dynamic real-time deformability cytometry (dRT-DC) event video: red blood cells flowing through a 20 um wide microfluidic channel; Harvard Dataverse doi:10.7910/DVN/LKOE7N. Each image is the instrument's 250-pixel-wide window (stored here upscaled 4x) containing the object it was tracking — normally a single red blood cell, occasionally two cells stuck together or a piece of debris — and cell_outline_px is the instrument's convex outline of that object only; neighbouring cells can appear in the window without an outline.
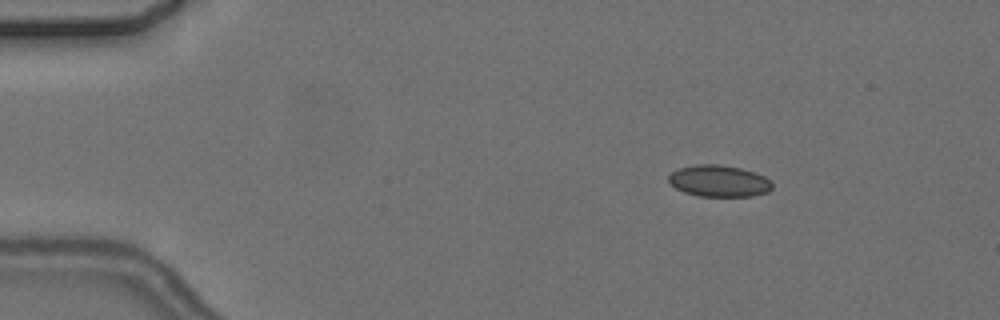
{"species": "common noctule bat (a hibernating species)", "species_latin": "Nyctalus noctula", "temperature_condition": "cold", "stored_images_in_passage": 6, "camera_frame_rate_fps": 3000, "um_per_image_px": 0.085, "animal": {"sex": "female", "body_mass_g": 24.6, "forearm_length_mm": 56.2}, "frame": {"image": 1, "passage_image": 3, "time_ms": 2.333, "image_size_px": [1000, 320], "cell_outline_px": [[772, 188], [768, 192], [752, 196], [700, 196], [684, 192], [676, 188], [668, 180], [668, 176], [676, 168], [696, 164], [720, 164], [740, 168], [764, 176], [772, 180]], "centroid_in_image_um": [61.11, 15.38], "position_along_channel_um": 23.9, "area_um2": 19.13}}